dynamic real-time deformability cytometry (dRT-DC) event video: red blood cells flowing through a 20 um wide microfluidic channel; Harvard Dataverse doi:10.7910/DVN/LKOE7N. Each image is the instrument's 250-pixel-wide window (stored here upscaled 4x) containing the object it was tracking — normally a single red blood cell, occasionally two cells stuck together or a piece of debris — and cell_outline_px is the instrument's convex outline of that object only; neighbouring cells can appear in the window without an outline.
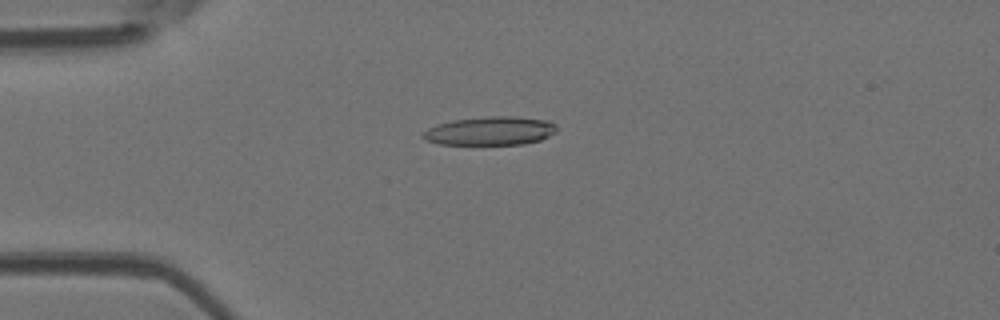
{"species": "Egyptian fruit bat (a non-hibernating species)", "species_latin": "Rousettus aegyptiacus", "temperature_condition": "room temperature", "stored_images_in_passage": 4, "camera_frame_rate_fps": 3000, "um_per_image_px": 0.085, "animal": {"sex": "female"}, "frame": {"image": 1, "passage_image": 3, "time_ms": 0.667, "image_size_px": [1000, 320], "cell_outline_px": [[556, 132], [540, 140], [524, 144], [440, 144], [428, 140], [424, 136], [424, 132], [428, 128], [436, 124], [452, 120], [488, 116], [512, 116], [548, 120], [556, 124]], "centroid_in_image_um": [41.71, 11.11], "position_along_channel_um": 43.3, "area_um2": 22.14}}
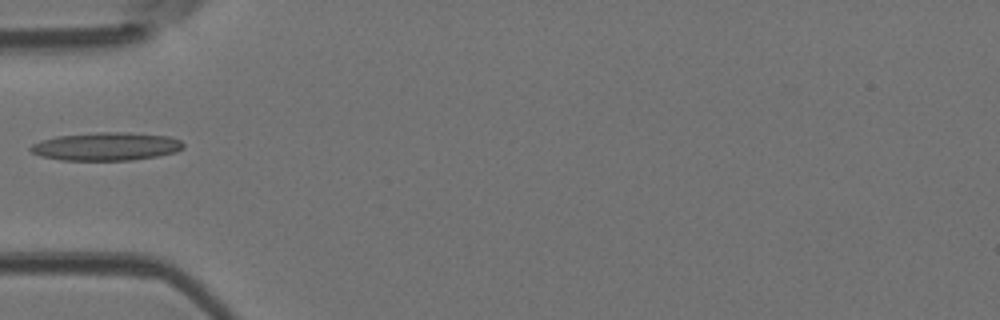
{"frame": {"image": 2, "passage_image": 4, "time_ms": 1.0, "image_size_px": [1000, 320], "cell_outline_px": [[184, 148], [176, 152], [160, 156], [132, 160], [60, 160], [40, 156], [32, 152], [28, 148], [32, 144], [40, 140], [56, 136], [96, 132], [128, 132], [168, 136], [180, 140], [184, 144]], "centroid_in_image_um": [9.03, 12.45], "position_along_channel_um": 76.0, "area_um2": 25.32}}